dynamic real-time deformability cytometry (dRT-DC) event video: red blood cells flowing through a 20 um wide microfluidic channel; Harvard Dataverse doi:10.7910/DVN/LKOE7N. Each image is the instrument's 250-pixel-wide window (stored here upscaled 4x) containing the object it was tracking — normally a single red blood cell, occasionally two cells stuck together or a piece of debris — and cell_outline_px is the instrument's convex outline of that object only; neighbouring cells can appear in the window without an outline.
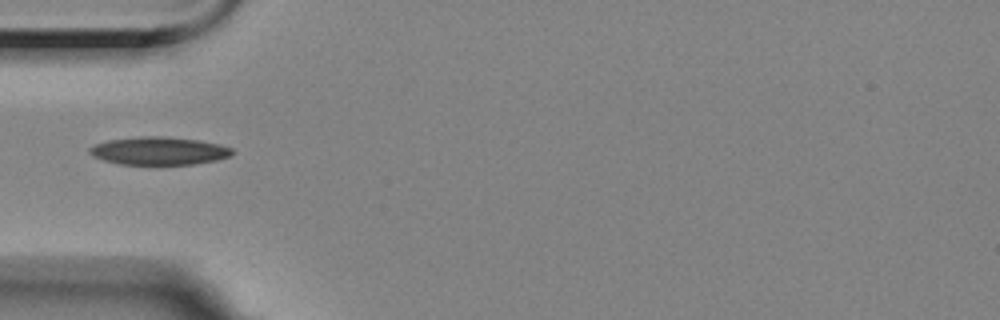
{"species": "Egyptian fruit bat (a non-hibernating species)", "species_latin": "Rousettus aegyptiacus", "temperature_condition": "room temperature", "stored_images_in_passage": 24, "camera_frame_rate_fps": 3000, "um_per_image_px": 0.085, "animal": {"sex": "female"}, "frame": {"image": 1, "passage_image": 1, "time_ms": 0.0, "image_size_px": [1000, 320], "cell_outline_px": [[236, 152], [232, 156], [216, 160], [196, 164], [120, 164], [104, 160], [92, 156], [88, 152], [88, 148], [92, 144], [108, 140], [140, 136], [164, 136], [196, 140], [220, 144], [232, 148]], "centroid_in_image_um": [13.51, 12.82], "position_along_channel_um": 71.5, "area_um2": 23.41}}
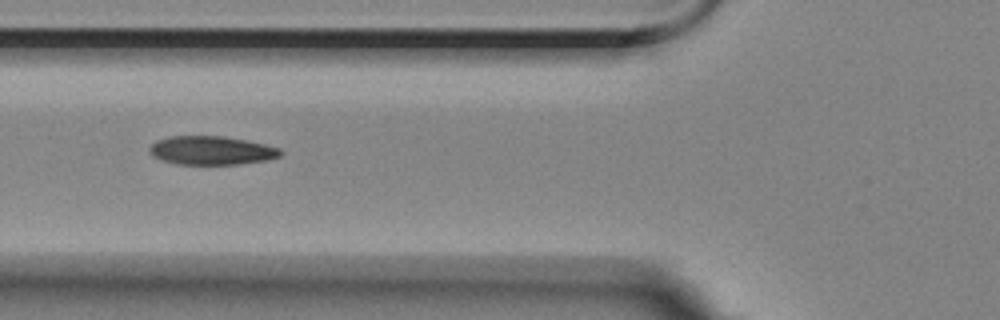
{"frame": {"image": 2, "passage_image": 4, "time_ms": 1.0, "image_size_px": [1000, 320], "cell_outline_px": [[284, 152], [280, 156], [268, 160], [240, 164], [176, 164], [152, 156], [148, 148], [156, 140], [172, 136], [224, 136], [248, 140], [280, 148]], "centroid_in_image_um": [18.01, 12.78], "position_along_channel_um": 107.8, "area_um2": 21.96}}